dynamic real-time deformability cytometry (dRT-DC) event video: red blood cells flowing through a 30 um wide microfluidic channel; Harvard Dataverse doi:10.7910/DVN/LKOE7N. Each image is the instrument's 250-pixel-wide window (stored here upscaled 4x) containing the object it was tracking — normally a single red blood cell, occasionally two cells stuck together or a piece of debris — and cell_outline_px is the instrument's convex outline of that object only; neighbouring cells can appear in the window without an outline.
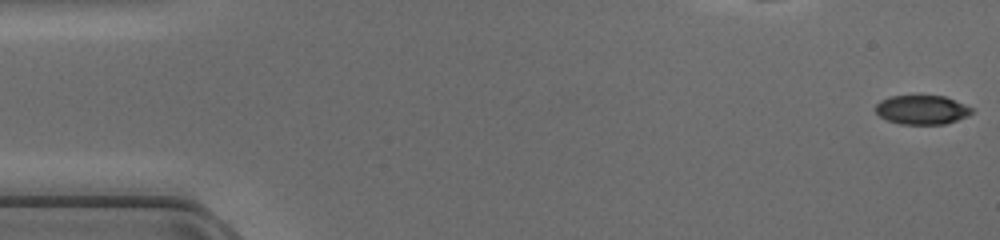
{"species": "common noctule bat (a hibernating species)", "species_latin": "Nyctalus noctula", "temperature_condition": "cold", "stored_images_in_passage": 13, "camera_frame_rate_fps": 3000, "um_per_image_px": 0.085, "animal": {"sex": "female", "body_mass_g": 17.0, "forearm_length_mm": 48.0}, "frame": {"image": 1, "passage_image": 1, "time_ms": 0.0, "image_size_px": [1000, 240], "cell_outline_px": [[972, 112], [968, 116], [944, 124], [904, 124], [888, 120], [880, 116], [876, 112], [876, 104], [880, 100], [888, 96], [944, 96], [964, 104], [972, 108]], "centroid_in_image_um": [78.35, 9.33], "position_along_channel_um": 6.6, "area_um2": 16.13}}